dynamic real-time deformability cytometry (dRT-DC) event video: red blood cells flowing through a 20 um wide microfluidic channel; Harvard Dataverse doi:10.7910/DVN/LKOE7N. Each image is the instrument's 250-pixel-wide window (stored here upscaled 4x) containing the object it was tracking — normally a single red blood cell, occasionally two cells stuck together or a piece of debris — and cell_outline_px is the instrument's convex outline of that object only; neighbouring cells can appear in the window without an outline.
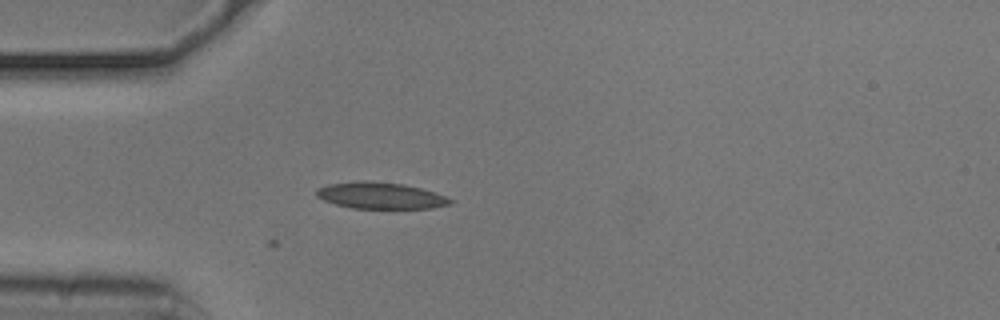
{"species": "common noctule bat (a hibernating species)", "species_latin": "Nyctalus noctula", "temperature_condition": "cold", "stored_images_in_passage": 30, "camera_frame_rate_fps": 3000, "um_per_image_px": 0.085, "animal": {"sex": "male", "body_mass_g": 20.5, "forearm_length_mm": 52.5}, "frame": {"image": 1, "passage_image": 1, "time_ms": 0.0, "image_size_px": [1000, 320], "cell_outline_px": [[456, 200], [448, 204], [432, 208], [352, 208], [336, 204], [324, 200], [316, 196], [316, 188], [328, 184], [356, 180], [368, 180], [404, 184], [420, 188]], "centroid_in_image_um": [32.29, 16.61], "position_along_channel_um": 52.7, "area_um2": 20.63}}
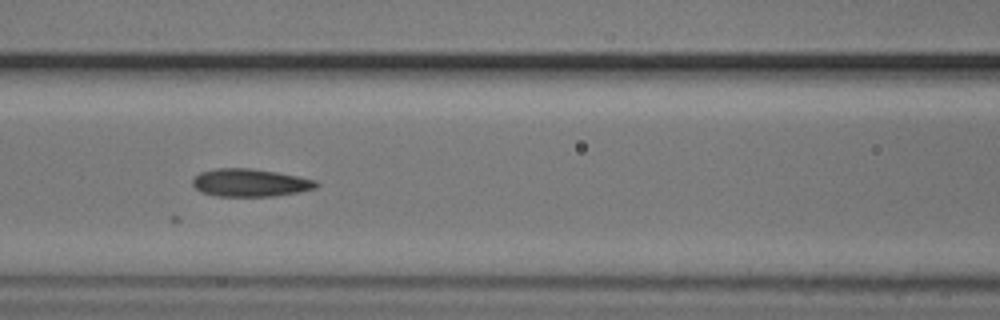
{"frame": {"image": 2, "passage_image": 9, "time_ms": 2.667, "image_size_px": [1000, 320], "cell_outline_px": [[320, 184], [316, 188], [300, 192], [276, 196], [216, 196], [200, 192], [192, 184], [192, 180], [200, 172], [216, 168], [248, 168], [276, 172], [316, 180]], "centroid_in_image_um": [21.26, 15.54], "position_along_channel_um": 145.3, "area_um2": 20.06}}
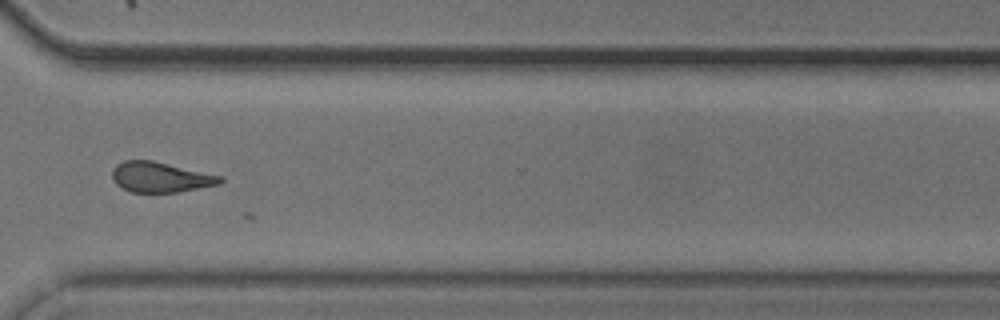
{"frame": {"image": 3, "passage_image": 26, "time_ms": 8.333, "image_size_px": [1000, 320], "cell_outline_px": [[224, 180], [220, 184], [180, 192], [132, 192], [116, 184], [112, 176], [112, 168], [116, 164], [124, 160], [152, 160], [224, 176]], "centroid_in_image_um": [13.67, 15.05], "position_along_channel_um": 356.9, "area_um2": 19.19}}